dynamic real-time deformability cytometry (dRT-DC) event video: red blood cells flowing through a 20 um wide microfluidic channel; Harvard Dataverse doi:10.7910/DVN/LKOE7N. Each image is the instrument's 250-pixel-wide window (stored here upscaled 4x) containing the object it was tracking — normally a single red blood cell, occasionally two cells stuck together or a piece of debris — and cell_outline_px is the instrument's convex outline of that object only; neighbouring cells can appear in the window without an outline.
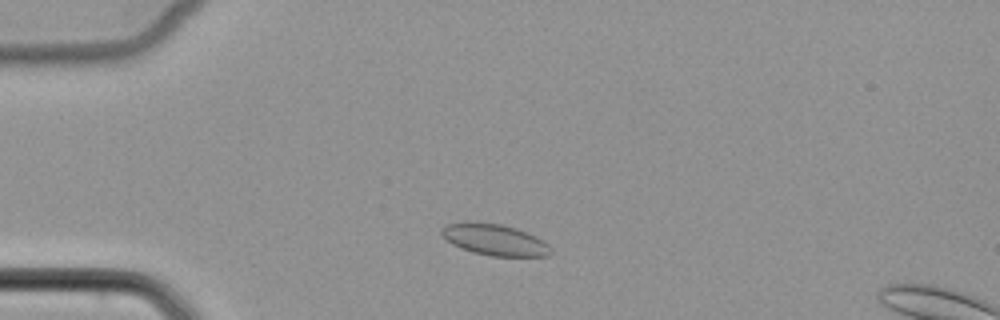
{"species": "common noctule bat (a hibernating species)", "species_latin": "Nyctalus noctula", "temperature_condition": "cold", "stored_images_in_passage": 46, "camera_frame_rate_fps": 3000, "um_per_image_px": 0.085, "animal": {"sex": "female", "body_mass_g": 22.7, "forearm_length_mm": 54.2}, "frame": {"image": 1, "passage_image": 7, "time_ms": 2.0, "image_size_px": [1000, 320], "cell_outline_px": [[552, 252], [548, 256], [492, 256], [472, 252], [460, 248], [452, 244], [440, 232], [440, 228], [444, 224], [464, 220], [476, 220], [500, 224], [516, 228], [536, 236], [548, 244], [552, 248]], "centroid_in_image_um": [41.99, 20.34], "position_along_channel_um": 43.0, "area_um2": 20.4}}
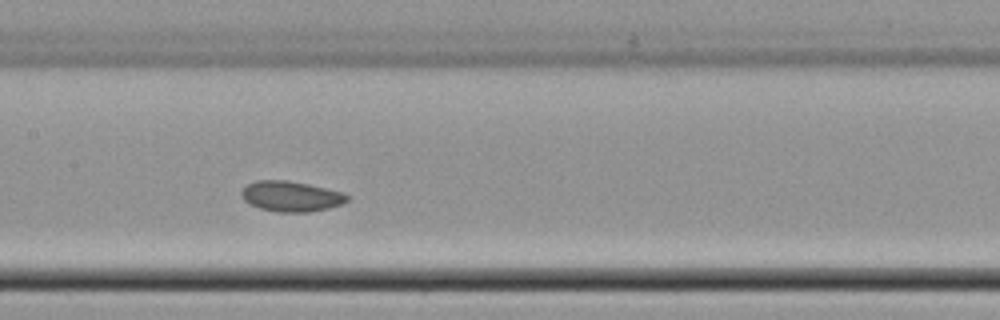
{"frame": {"image": 2, "passage_image": 20, "time_ms": 6.333, "image_size_px": [1000, 320], "cell_outline_px": [[348, 200], [344, 204], [328, 208], [308, 212], [276, 212], [260, 208], [244, 200], [240, 192], [248, 184], [256, 180], [288, 180], [308, 184], [340, 192], [348, 196]], "centroid_in_image_um": [24.73, 16.69], "position_along_channel_um": 182.7, "area_um2": 18.55}}
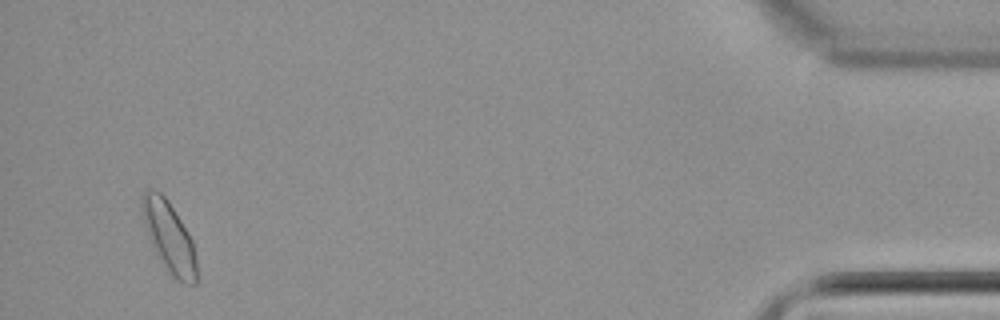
{"frame": {"image": 3, "passage_image": 44, "time_ms": 14.333, "image_size_px": [1000, 320], "cell_outline_px": [[200, 280], [196, 284], [184, 284], [176, 280], [172, 276], [152, 244], [148, 236], [140, 204], [140, 200], [144, 192], [148, 188], [160, 192], [168, 200], [188, 232], [192, 240], [196, 256]], "centroid_in_image_um": [14.42, 20.17], "position_along_channel_um": 420.8, "area_um2": 22.43}}